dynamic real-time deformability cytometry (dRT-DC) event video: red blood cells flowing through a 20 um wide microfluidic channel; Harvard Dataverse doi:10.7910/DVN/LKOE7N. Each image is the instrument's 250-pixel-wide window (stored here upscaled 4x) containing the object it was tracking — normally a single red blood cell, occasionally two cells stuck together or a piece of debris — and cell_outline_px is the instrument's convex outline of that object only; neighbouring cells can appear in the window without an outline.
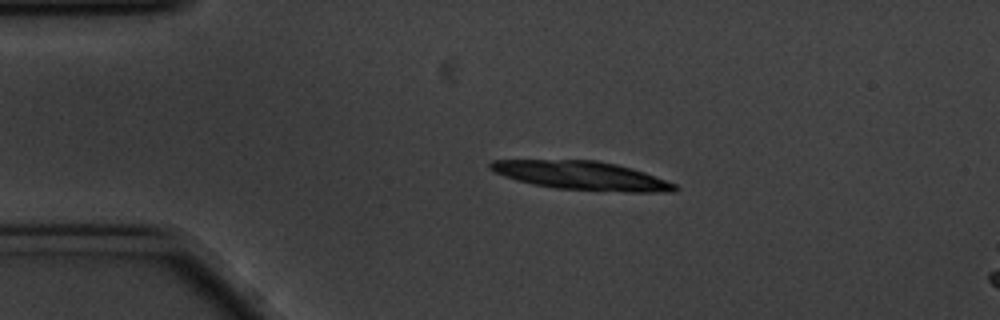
{"species": "common noctule bat (a hibernating species)", "species_latin": "Nyctalus noctula", "temperature_condition": "cold", "stored_images_in_passage": 6, "camera_frame_rate_fps": 3000, "um_per_image_px": 0.085, "animal": {"sex": "male", "body_mass_g": 20.1, "forearm_length_mm": 53.5}, "frame": {"image": 1, "passage_image": 1, "time_ms": 0.0, "image_size_px": [1000, 320], "cell_outline_px": [[680, 188], [676, 192], [628, 192], [556, 188], [532, 184], [516, 180], [504, 176], [488, 168], [488, 164], [492, 160], [596, 160], [616, 164], [632, 168], [644, 172], [676, 184]], "centroid_in_image_um": [49.46, 14.92], "position_along_channel_um": 35.5, "area_um2": 30.75}}